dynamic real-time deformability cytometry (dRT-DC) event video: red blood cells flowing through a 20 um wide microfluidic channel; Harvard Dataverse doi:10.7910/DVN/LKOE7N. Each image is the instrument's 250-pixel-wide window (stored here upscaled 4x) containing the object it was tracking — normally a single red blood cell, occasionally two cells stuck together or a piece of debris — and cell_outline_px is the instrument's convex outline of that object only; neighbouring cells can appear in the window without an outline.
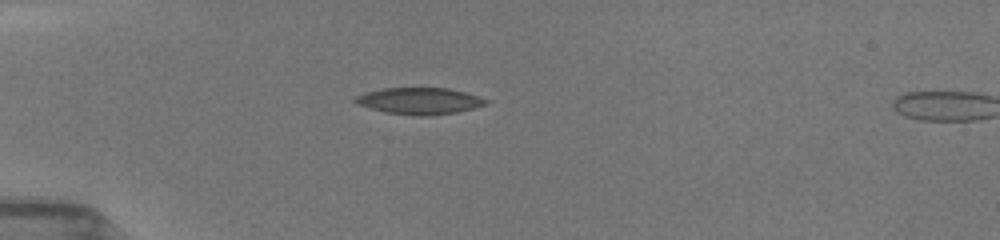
{"species": "common noctule bat (a hibernating species)", "species_latin": "Nyctalus noctula", "temperature_condition": "room temperature", "stored_images_in_passage": 15, "camera_frame_rate_fps": 3000, "um_per_image_px": 0.085, "animal": {"sex": "female", "body_mass_g": 19.5, "forearm_length_mm": 54.1}, "frame": {"image": 1, "passage_image": 13, "time_ms": 4.0, "image_size_px": [1000, 240], "cell_outline_px": [[488, 100], [484, 104], [472, 108], [456, 112], [428, 116], [416, 116], [384, 112], [360, 104], [352, 100], [356, 96], [368, 92], [384, 88], [448, 88], [464, 92]], "centroid_in_image_um": [35.63, 8.58], "position_along_channel_um": 49.4, "area_um2": 19.83}}